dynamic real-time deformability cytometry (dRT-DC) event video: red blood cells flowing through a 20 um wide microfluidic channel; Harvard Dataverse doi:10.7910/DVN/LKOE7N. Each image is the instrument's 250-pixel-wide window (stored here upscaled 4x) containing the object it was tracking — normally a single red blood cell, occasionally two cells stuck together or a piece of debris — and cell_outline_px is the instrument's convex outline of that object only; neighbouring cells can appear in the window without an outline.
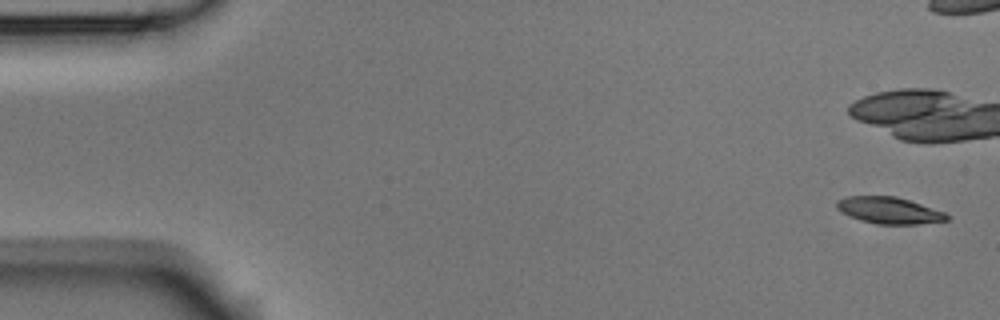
{"species": "Egyptian fruit bat (a non-hibernating species)", "species_latin": "Rousettus aegyptiacus", "temperature_condition": "room temperature", "stored_images_in_passage": 6, "camera_frame_rate_fps": 3000, "um_per_image_px": 0.085, "animal": {"sex": "male"}, "frame": {"image": 1, "passage_image": 1, "time_ms": 0.0, "image_size_px": [1000, 320], "cell_outline_px": [[948, 220], [916, 224], [876, 224], [860, 220], [848, 216], [840, 212], [836, 208], [836, 200], [844, 196], [896, 196], [944, 212], [948, 216]], "centroid_in_image_um": [75.49, 17.88], "position_along_channel_um": 9.5, "area_um2": 17.05}}